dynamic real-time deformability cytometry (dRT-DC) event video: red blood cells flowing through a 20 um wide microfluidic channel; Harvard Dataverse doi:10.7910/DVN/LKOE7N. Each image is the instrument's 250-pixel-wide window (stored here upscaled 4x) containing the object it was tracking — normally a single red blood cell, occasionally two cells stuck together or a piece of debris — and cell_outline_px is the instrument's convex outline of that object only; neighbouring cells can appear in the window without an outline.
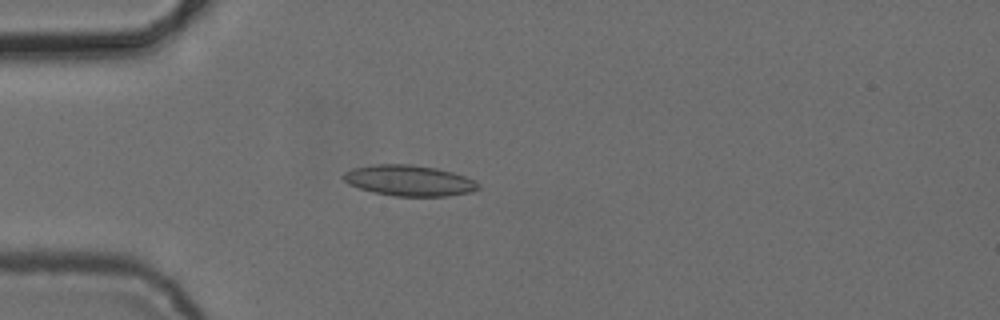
{"species": "common noctule bat (a hibernating species)", "species_latin": "Nyctalus noctula", "temperature_condition": "cold", "stored_images_in_passage": 6, "camera_frame_rate_fps": 3000, "um_per_image_px": 0.085, "animal": {"sex": "female", "body_mass_g": 24.6, "forearm_length_mm": 56.2}, "frame": {"image": 1, "passage_image": 5, "time_ms": 4.667, "image_size_px": [1000, 320], "cell_outline_px": [[480, 188], [472, 192], [448, 196], [396, 196], [372, 192], [348, 184], [344, 180], [344, 172], [352, 168], [376, 164], [408, 164], [436, 168], [452, 172], [476, 180], [480, 184]], "centroid_in_image_um": [34.8, 15.35], "position_along_channel_um": 50.2, "area_um2": 24.22}}